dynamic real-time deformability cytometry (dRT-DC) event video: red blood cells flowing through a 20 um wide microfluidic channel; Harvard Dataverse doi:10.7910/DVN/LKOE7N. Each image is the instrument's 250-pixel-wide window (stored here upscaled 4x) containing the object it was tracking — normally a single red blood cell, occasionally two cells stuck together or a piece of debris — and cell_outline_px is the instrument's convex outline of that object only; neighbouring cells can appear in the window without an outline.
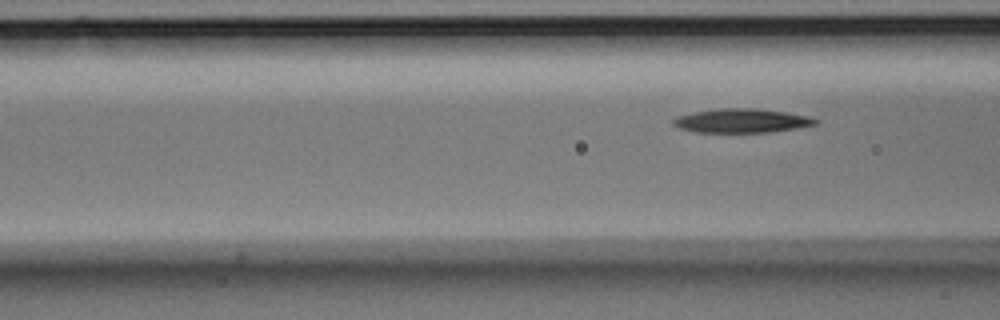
{"species": "Egyptian fruit bat (a non-hibernating species)", "species_latin": "Rousettus aegyptiacus", "temperature_condition": "room temperature", "stored_images_in_passage": 6, "camera_frame_rate_fps": 3000, "um_per_image_px": 0.085, "animal": {"sex": "male"}, "frame": {"image": 1, "passage_image": 6, "time_ms": 1.667, "image_size_px": [1000, 320], "cell_outline_px": [[820, 124], [796, 128], [768, 132], [696, 132], [680, 128], [672, 124], [672, 120], [676, 116], [692, 112], [720, 108], [756, 108], [812, 116], [820, 120]], "centroid_in_image_um": [63.08, 10.25], "position_along_channel_um": 103.5, "area_um2": 20.06}}